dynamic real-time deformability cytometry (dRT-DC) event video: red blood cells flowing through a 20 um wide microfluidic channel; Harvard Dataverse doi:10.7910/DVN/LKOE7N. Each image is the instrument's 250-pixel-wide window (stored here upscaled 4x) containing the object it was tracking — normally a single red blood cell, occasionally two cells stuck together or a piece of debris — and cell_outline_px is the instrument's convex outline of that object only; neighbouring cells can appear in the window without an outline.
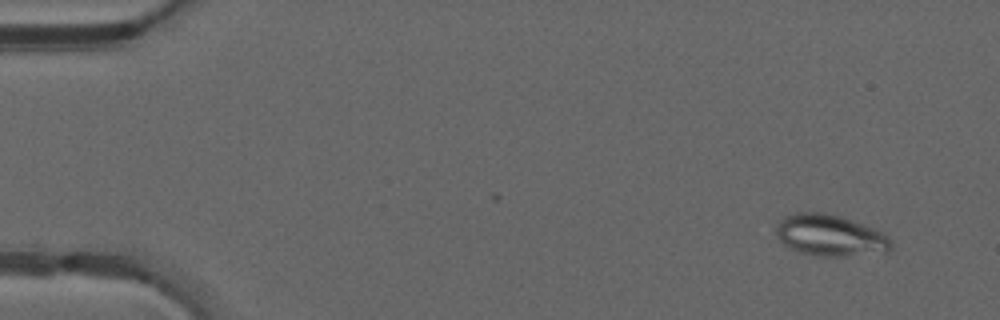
{"species": "common noctule bat (a hibernating species)", "species_latin": "Nyctalus noctula", "temperature_condition": "warm", "stored_images_in_passage": 49, "camera_frame_rate_fps": 3000, "um_per_image_px": 0.085, "animal": {"sex": "male", "forearm_length_mm": 52.5}, "frame": {"image": 1, "passage_image": 3, "time_ms": 0.667, "image_size_px": [1000, 320], "cell_outline_px": [[892, 248], [888, 252], [844, 256], [816, 256], [800, 252], [788, 248], [780, 240], [776, 232], [776, 224], [784, 216], [796, 212], [824, 212], [840, 216], [852, 220], [884, 232], [888, 236], [892, 244]], "centroid_in_image_um": [70.56, 20.01], "position_along_channel_um": 14.4, "area_um2": 27.98}}
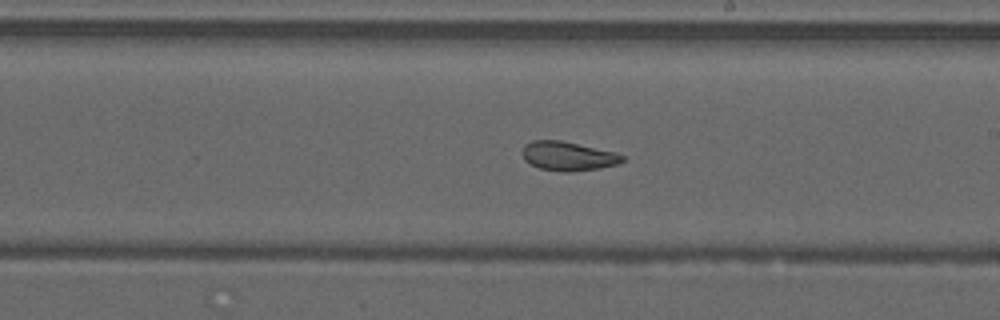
{"frame": {"image": 2, "passage_image": 28, "time_ms": 9.0, "image_size_px": [1000, 320], "cell_outline_px": [[624, 160], [616, 164], [600, 168], [572, 172], [564, 172], [540, 168], [524, 160], [520, 152], [524, 144], [532, 140], [560, 140], [616, 152], [624, 156]], "centroid_in_image_um": [48.25, 13.26], "position_along_channel_um": 240.8, "area_um2": 17.05}}
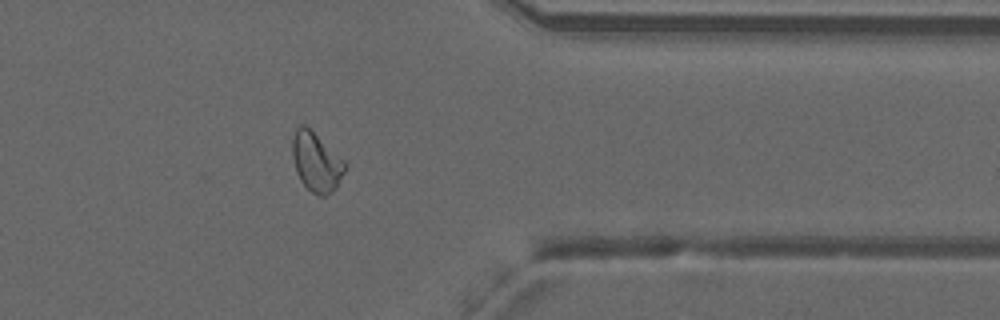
{"frame": {"image": 3, "passage_image": 39, "time_ms": 12.667, "image_size_px": [1000, 320], "cell_outline_px": [[348, 164], [336, 188], [324, 196], [320, 196], [312, 192], [300, 180], [296, 172], [292, 156], [292, 136], [296, 128], [300, 124], [304, 124], [344, 160]], "centroid_in_image_um": [26.87, 13.76], "position_along_channel_um": 384.5, "area_um2": 17.98}, "authors_computed_cell_mechanics": {"area_um2": 19.941, "velocity_mm_per_s": 4.2266, "shape_relaxation_time_tau1_ms": null, "shape_relaxation_time_tau2_ms": 1.4679, "deformation_change_tau1": null, "deformation_change_tau2": 0.0687}}